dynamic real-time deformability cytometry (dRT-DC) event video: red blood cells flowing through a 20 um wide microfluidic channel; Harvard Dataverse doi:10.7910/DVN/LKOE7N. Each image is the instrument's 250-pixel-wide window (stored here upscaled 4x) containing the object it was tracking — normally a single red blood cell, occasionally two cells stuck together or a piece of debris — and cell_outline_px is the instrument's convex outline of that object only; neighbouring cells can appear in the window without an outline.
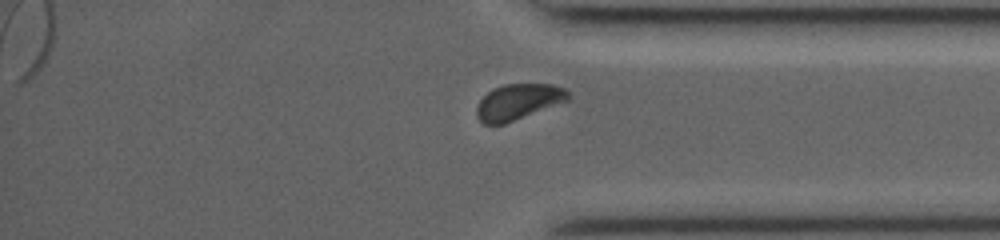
{"species": "common noctule bat (a hibernating species)", "species_latin": "Nyctalus noctula", "temperature_condition": "room temperature", "stored_images_in_passage": 26, "segment_of_instrument_passage": [2, 2], "camera_frame_rate_fps": 3000, "um_per_image_px": 0.085, "animal": {"sex": "female", "body_mass_g": 19.0, "forearm_length_mm": 53.3}, "frame": {"image": 1, "passage_image": 26, "time_ms": 11.0, "image_size_px": [1000, 240], "cell_outline_px": [[572, 96], [568, 100], [504, 124], [484, 124], [476, 116], [476, 108], [480, 100], [492, 88], [504, 84], [552, 84], [564, 88]], "centroid_in_image_um": [44.04, 8.64], "position_along_channel_um": 391.2, "area_um2": 18.96}}